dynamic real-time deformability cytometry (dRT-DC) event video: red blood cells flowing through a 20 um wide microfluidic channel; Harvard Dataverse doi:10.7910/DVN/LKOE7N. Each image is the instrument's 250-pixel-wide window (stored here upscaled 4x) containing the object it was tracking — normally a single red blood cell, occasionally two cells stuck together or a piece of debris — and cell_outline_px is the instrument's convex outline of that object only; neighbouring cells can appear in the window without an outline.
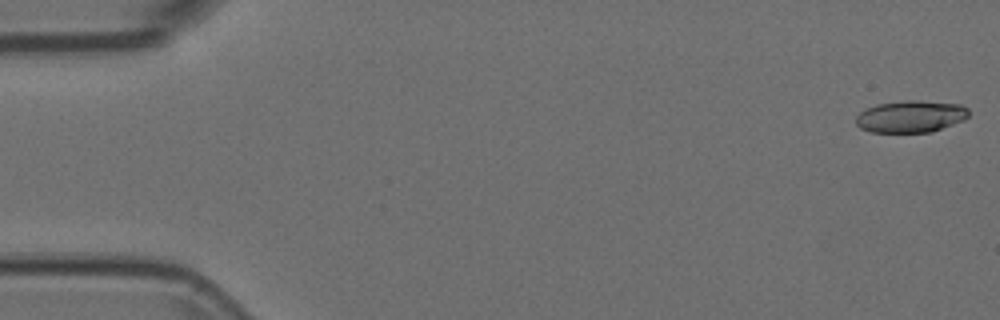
{"species": "Egyptian fruit bat (a non-hibernating species)", "species_latin": "Rousettus aegyptiacus", "temperature_condition": "room temperature", "stored_images_in_passage": 55, "camera_frame_rate_fps": 3000, "um_per_image_px": 0.085, "animal": {"sex": "female"}, "frame": {"image": 1, "passage_image": 1, "time_ms": 0.0, "image_size_px": [1000, 320], "cell_outline_px": [[968, 116], [964, 120], [932, 132], [872, 132], [860, 128], [856, 124], [856, 116], [864, 108], [876, 104], [908, 100], [916, 100], [960, 104], [968, 108]], "centroid_in_image_um": [77.4, 9.9], "position_along_channel_um": 7.6, "area_um2": 21.1}}
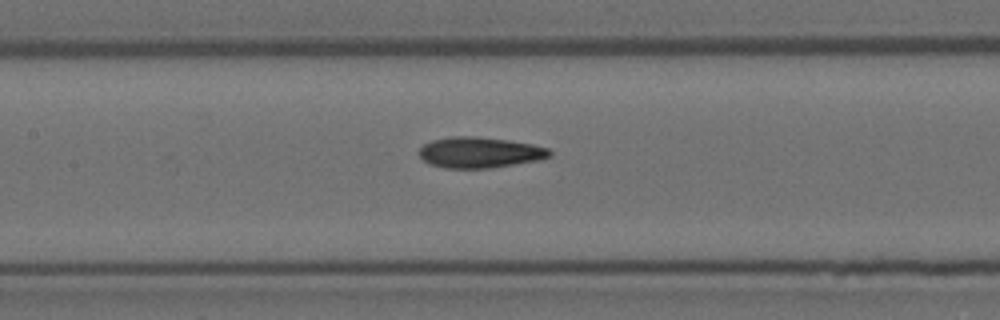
{"frame": {"image": 2, "passage_image": 25, "time_ms": 8.0, "image_size_px": [1000, 320], "cell_outline_px": [[552, 156], [540, 160], [488, 168], [444, 168], [428, 164], [420, 156], [420, 148], [424, 144], [432, 140], [452, 136], [476, 136], [508, 140], [532, 144], [548, 148], [552, 152]], "centroid_in_image_um": [40.79, 12.96], "position_along_channel_um": 166.6, "area_um2": 23.47}}
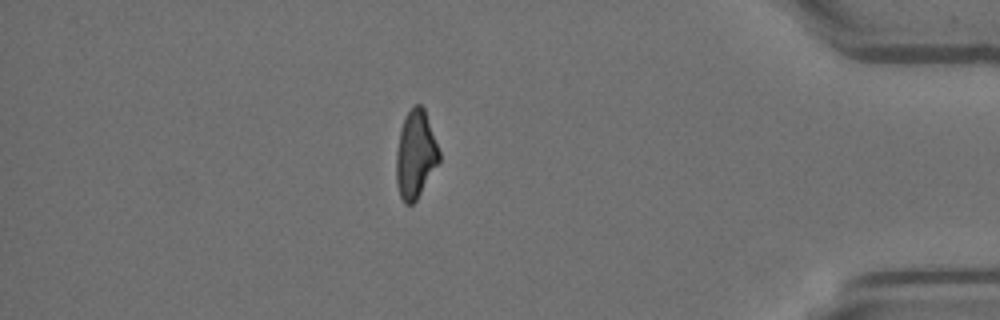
{"frame": {"image": 3, "passage_image": 47, "time_ms": 15.333, "image_size_px": [1000, 320], "cell_outline_px": [[440, 160], [416, 200], [412, 204], [404, 204], [400, 196], [396, 184], [396, 152], [400, 128], [404, 116], [412, 104], [420, 104], [424, 108], [440, 152]], "centroid_in_image_um": [35.3, 13.1], "position_along_channel_um": 399.9, "area_um2": 22.08}}